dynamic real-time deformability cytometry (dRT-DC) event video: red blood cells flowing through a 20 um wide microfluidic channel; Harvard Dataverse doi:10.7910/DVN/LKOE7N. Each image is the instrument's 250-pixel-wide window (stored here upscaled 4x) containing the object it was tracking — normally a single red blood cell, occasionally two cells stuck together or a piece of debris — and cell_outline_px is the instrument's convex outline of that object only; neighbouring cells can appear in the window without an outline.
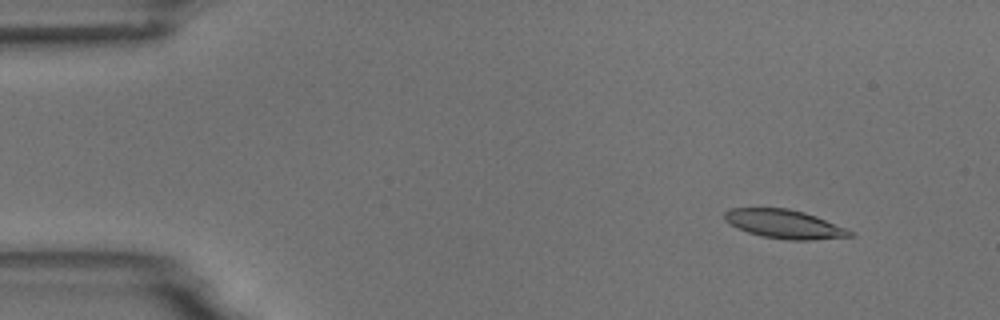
{"species": "common noctule bat (a hibernating species)", "species_latin": "Nyctalus noctula", "temperature_condition": "room temperature", "stored_images_in_passage": 3, "camera_frame_rate_fps": 3000, "um_per_image_px": 0.085, "animal": {"sex": "male", "body_mass_g": 18.8}, "frame": {"image": 1, "passage_image": 1, "time_ms": 0.0, "image_size_px": [1000, 320], "cell_outline_px": [[856, 236], [812, 240], [788, 240], [764, 236], [748, 232], [724, 220], [724, 212], [732, 208], [788, 208], [804, 212], [816, 216], [856, 232]], "centroid_in_image_um": [66.74, 19.05], "position_along_channel_um": 18.3, "area_um2": 20.92}}
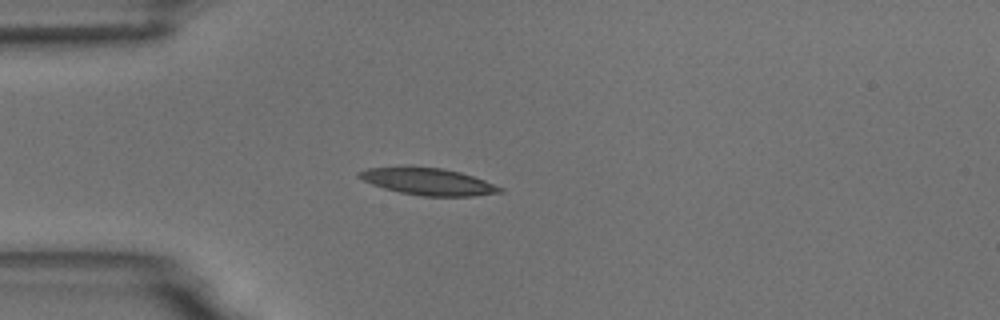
{"frame": {"image": 2, "passage_image": 3, "time_ms": 3.0, "image_size_px": [1000, 320], "cell_outline_px": [[504, 192], [472, 196], [424, 196], [400, 192], [384, 188], [372, 184], [356, 176], [356, 172], [368, 168], [440, 168], [460, 172], [484, 180], [504, 188]], "centroid_in_image_um": [36.43, 15.46], "position_along_channel_um": 48.6, "area_um2": 21.56}}